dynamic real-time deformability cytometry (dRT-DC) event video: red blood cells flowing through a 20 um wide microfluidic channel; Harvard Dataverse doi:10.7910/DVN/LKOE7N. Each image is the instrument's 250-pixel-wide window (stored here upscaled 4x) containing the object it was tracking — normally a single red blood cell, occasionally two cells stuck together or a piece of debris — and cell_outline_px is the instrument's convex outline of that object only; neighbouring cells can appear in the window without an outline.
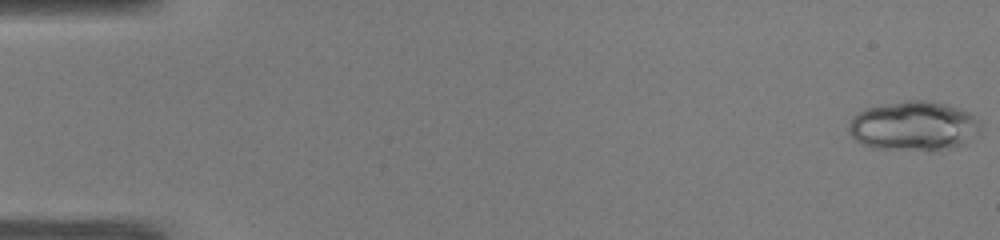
{"species": "common noctule bat (a hibernating species)", "species_latin": "Nyctalus noctula", "temperature_condition": "warm", "stored_images_in_passage": 50, "camera_frame_rate_fps": 3000, "um_per_image_px": 0.085, "animal": {"sex": "male", "body_mass_g": 19.0, "forearm_length_mm": 50.8}, "frame": {"image": 1, "passage_image": 1, "time_ms": 0.0, "image_size_px": [1000, 240], "cell_outline_px": [[980, 132], [964, 144], [932, 152], [928, 152], [872, 148], [860, 144], [848, 132], [848, 124], [852, 116], [868, 108], [908, 100], [924, 100], [944, 104], [960, 108], [976, 116], [980, 124]], "centroid_in_image_um": [77.67, 10.75], "position_along_channel_um": 7.3, "area_um2": 38.44}}
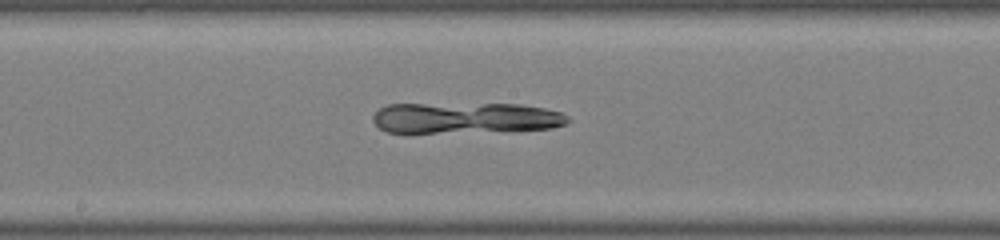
{"frame": {"image": 2, "passage_image": 27, "time_ms": 8.667, "image_size_px": [1000, 240], "cell_outline_px": [[572, 120], [568, 124], [552, 128], [436, 132], [388, 132], [380, 128], [372, 120], [372, 116], [380, 108], [388, 104], [520, 104], [544, 108], [560, 112], [568, 116]], "centroid_in_image_um": [39.58, 10.0], "position_along_channel_um": 208.6, "area_um2": 34.62}}
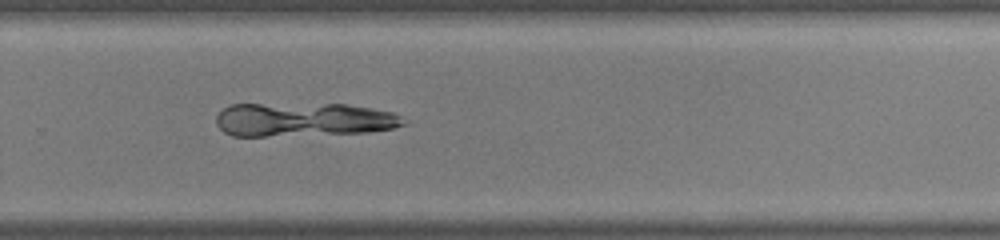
{"frame": {"image": 3, "passage_image": 34, "time_ms": 11.0, "image_size_px": [1000, 240], "cell_outline_px": [[408, 124], [392, 128], [368, 132], [264, 136], [232, 136], [224, 132], [216, 124], [216, 116], [224, 108], [232, 104], [348, 104], [372, 108], [392, 112], [408, 120]], "centroid_in_image_um": [25.82, 10.16], "position_along_channel_um": 304.0, "area_um2": 36.93}}